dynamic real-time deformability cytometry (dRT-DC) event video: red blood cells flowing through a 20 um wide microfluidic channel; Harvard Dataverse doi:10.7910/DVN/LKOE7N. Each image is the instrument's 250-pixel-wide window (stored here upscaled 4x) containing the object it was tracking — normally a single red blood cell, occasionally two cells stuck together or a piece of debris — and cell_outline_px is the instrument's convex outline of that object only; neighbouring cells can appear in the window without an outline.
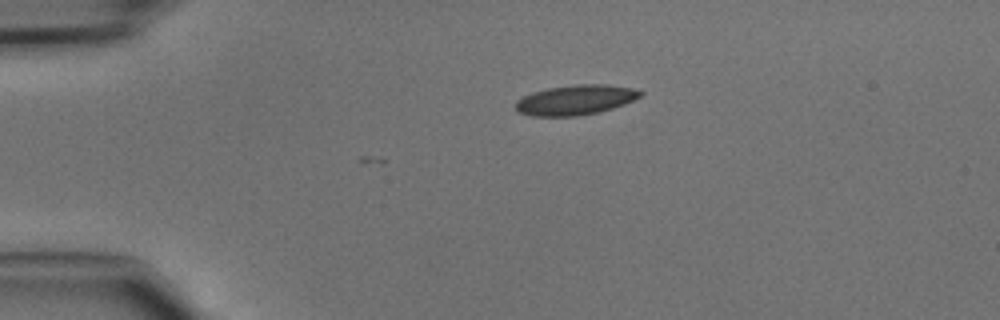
{"species": "common noctule bat (a hibernating species)", "species_latin": "Nyctalus noctula", "temperature_condition": "cold", "stored_images_in_passage": 2, "camera_frame_rate_fps": 3000, "um_per_image_px": 0.085, "animal": {"sex": "male", "body_mass_g": 15.6}, "frame": {"image": 1, "passage_image": 1, "time_ms": 0.0, "image_size_px": [1000, 320], "cell_outline_px": [[644, 92], [640, 96], [624, 104], [612, 108], [596, 112], [576, 116], [532, 116], [520, 112], [516, 108], [516, 100], [532, 92], [548, 88], [576, 84], [608, 84], [632, 88]], "centroid_in_image_um": [48.91, 8.48], "position_along_channel_um": 36.1, "area_um2": 21.56}}